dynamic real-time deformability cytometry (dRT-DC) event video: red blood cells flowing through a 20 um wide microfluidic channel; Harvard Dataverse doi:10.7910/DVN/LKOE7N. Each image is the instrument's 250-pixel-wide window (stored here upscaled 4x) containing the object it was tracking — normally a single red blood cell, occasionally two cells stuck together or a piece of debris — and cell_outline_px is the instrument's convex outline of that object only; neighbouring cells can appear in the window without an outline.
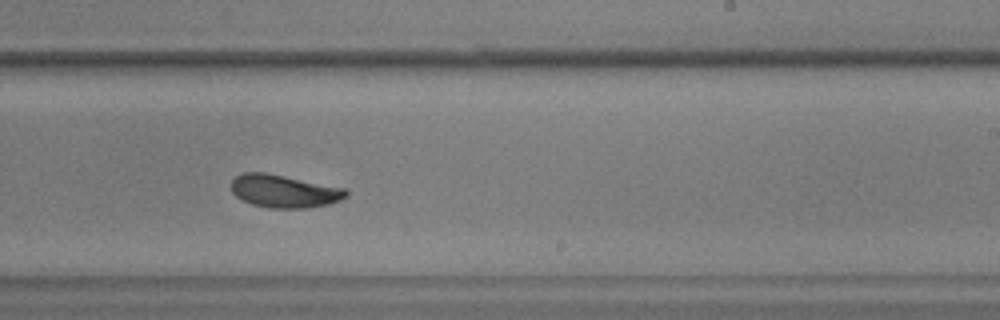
{"species": "common noctule bat (a hibernating species)", "species_latin": "Nyctalus noctula", "temperature_condition": "warm", "stored_images_in_passage": 31, "camera_frame_rate_fps": 3000, "um_per_image_px": 0.085, "animal": {"sex": "male", "body_mass_g": 17.9, "forearm_length_mm": 54.2}, "frame": {"image": 1, "passage_image": 18, "time_ms": 5.667, "image_size_px": [1000, 320], "cell_outline_px": [[348, 196], [340, 200], [328, 204], [304, 208], [268, 208], [252, 204], [236, 196], [232, 192], [232, 180], [236, 176], [244, 172], [268, 172], [344, 188], [348, 192]], "centroid_in_image_um": [24.15, 16.24], "position_along_channel_um": 264.9, "area_um2": 21.96}}